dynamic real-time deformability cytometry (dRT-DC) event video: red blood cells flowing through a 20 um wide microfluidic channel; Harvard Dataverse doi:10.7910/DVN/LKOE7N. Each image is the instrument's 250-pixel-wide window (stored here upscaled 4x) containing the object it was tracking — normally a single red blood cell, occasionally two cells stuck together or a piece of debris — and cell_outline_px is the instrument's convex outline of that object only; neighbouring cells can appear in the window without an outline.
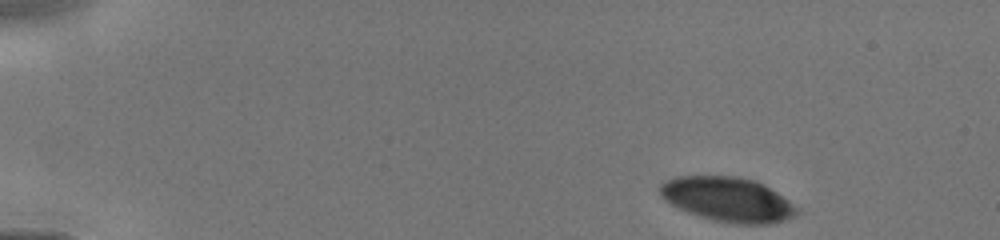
{"species": "human", "species_latin": "Homo sapiens", "temperature_condition": "cold", "stored_images_in_passage": 8, "camera_frame_rate_fps": 3000, "um_per_image_px": 0.085, "donor": {"sex": "male"}, "frame": {"image": 1, "passage_image": 1, "time_ms": 0.0, "image_size_px": [1000, 240], "cell_outline_px": [[800, 212], [784, 220], [768, 224], [740, 224], [712, 220], [688, 212], [664, 200], [660, 196], [660, 184], [676, 176], [736, 176], [756, 180], [764, 184], [788, 200]], "centroid_in_image_um": [61.85, 16.94], "position_along_channel_um": 23.2, "area_um2": 35.26}}
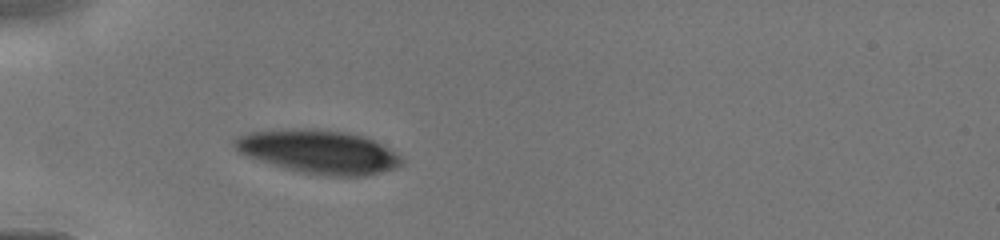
{"frame": {"image": 2, "passage_image": 6, "time_ms": 3.0, "image_size_px": [1000, 240], "cell_outline_px": [[404, 160], [396, 168], [364, 176], [328, 176], [300, 172], [284, 168], [244, 156], [232, 144], [236, 136], [252, 132], [292, 128], [316, 128], [344, 132], [364, 136], [396, 152]], "centroid_in_image_um": [27.06, 12.89], "position_along_channel_um": 57.9, "area_um2": 42.43}}
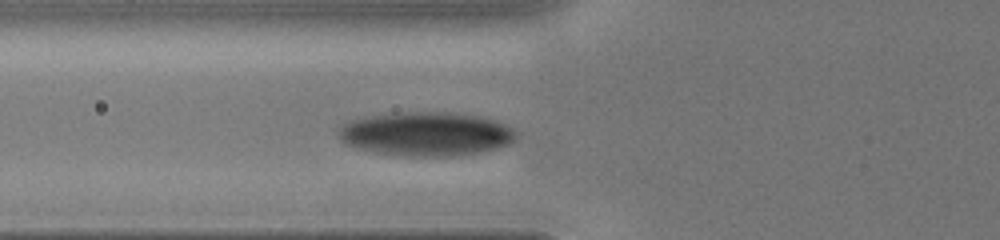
{"frame": {"image": 3, "passage_image": 8, "time_ms": 4.0, "image_size_px": [1000, 240], "cell_outline_px": [[516, 136], [508, 144], [496, 148], [480, 152], [460, 156], [408, 156], [376, 152], [356, 148], [344, 144], [340, 140], [336, 132], [340, 124], [352, 120], [372, 116], [404, 112], [448, 112], [480, 116], [504, 124], [512, 128], [516, 132]], "centroid_in_image_um": [36.17, 11.39], "position_along_channel_um": 89.6, "area_um2": 45.43}}